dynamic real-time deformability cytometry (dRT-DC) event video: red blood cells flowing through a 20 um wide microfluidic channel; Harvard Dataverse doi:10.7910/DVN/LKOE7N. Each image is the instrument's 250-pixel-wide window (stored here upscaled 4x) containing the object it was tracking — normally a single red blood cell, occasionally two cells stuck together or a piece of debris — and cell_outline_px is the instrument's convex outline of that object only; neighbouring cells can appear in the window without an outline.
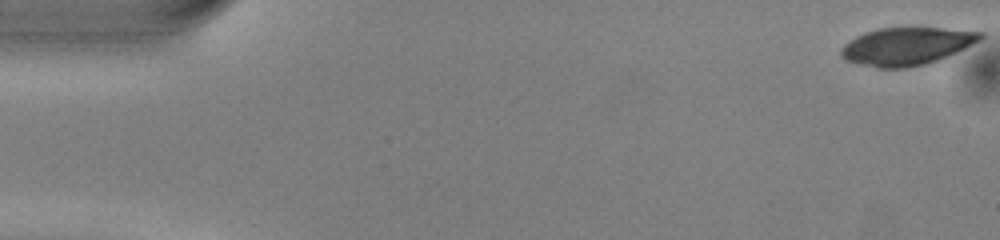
{"species": "common noctule bat (a hibernating species)", "species_latin": "Nyctalus noctula", "temperature_condition": "warm", "stored_images_in_passage": 46, "camera_frame_rate_fps": 3000, "um_per_image_px": 0.085, "animal": {"sex": "male", "body_mass_g": 13.0, "forearm_length_mm": 53.1}, "frame": {"image": 1, "passage_image": 1, "time_ms": 0.0, "image_size_px": [1000, 240], "cell_outline_px": [[984, 36], [980, 40], [940, 60], [924, 64], [904, 68], [876, 68], [844, 60], [840, 56], [840, 48], [848, 40], [864, 32], [876, 28], [944, 28], [984, 32]], "centroid_in_image_um": [77.02, 3.93], "position_along_channel_um": 8.0, "area_um2": 30.75}}